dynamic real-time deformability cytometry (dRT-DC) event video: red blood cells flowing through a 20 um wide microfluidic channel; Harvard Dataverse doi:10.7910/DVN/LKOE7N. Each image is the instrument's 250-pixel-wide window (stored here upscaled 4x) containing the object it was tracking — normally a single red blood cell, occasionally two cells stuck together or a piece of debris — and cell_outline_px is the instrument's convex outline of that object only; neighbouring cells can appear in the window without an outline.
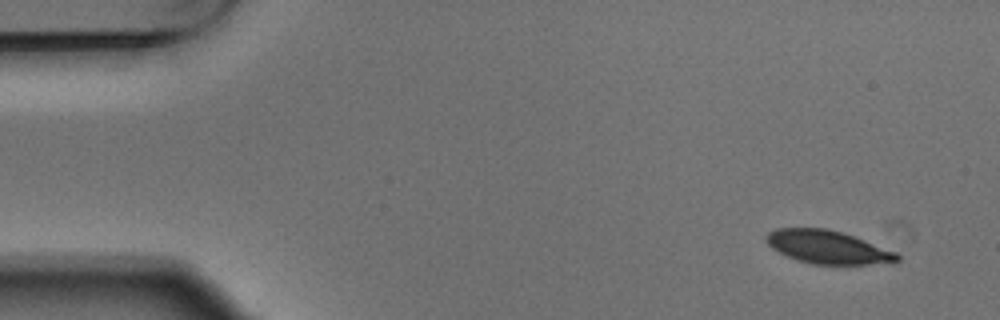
{"species": "Egyptian fruit bat (a non-hibernating species)", "species_latin": "Rousettus aegyptiacus", "temperature_condition": "warm", "stored_images_in_passage": 4, "camera_frame_rate_fps": 3000, "um_per_image_px": 0.085, "animal": {"sex": "male"}, "frame": {"image": 1, "passage_image": 1, "time_ms": 0.0, "image_size_px": [1000, 320], "cell_outline_px": [[900, 260], [892, 264], [812, 264], [796, 260], [772, 248], [768, 244], [764, 236], [768, 232], [776, 228], [824, 228], [840, 232], [852, 236], [896, 252], [900, 256]], "centroid_in_image_um": [70.36, 21.02], "position_along_channel_um": 14.6, "area_um2": 25.2}}
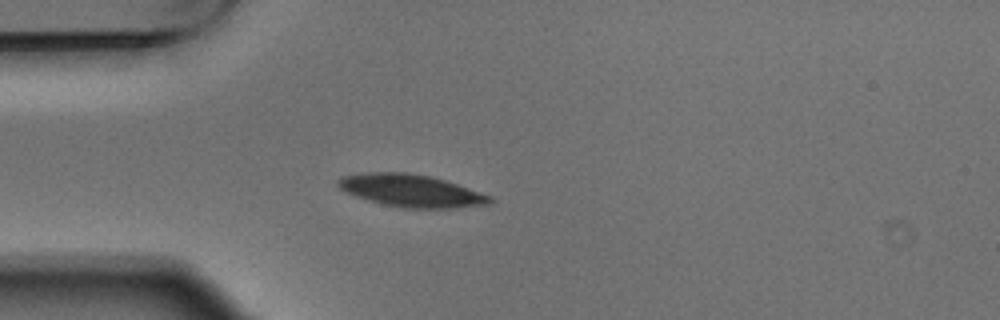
{"frame": {"image": 2, "passage_image": 4, "time_ms": 1.0, "image_size_px": [1000, 320], "cell_outline_px": [[492, 204], [452, 208], [400, 208], [380, 204], [356, 196], [340, 188], [336, 184], [336, 180], [340, 176], [364, 172], [408, 172], [432, 176], [492, 196]], "centroid_in_image_um": [34.92, 16.2], "position_along_channel_um": 50.1, "area_um2": 28.9}}